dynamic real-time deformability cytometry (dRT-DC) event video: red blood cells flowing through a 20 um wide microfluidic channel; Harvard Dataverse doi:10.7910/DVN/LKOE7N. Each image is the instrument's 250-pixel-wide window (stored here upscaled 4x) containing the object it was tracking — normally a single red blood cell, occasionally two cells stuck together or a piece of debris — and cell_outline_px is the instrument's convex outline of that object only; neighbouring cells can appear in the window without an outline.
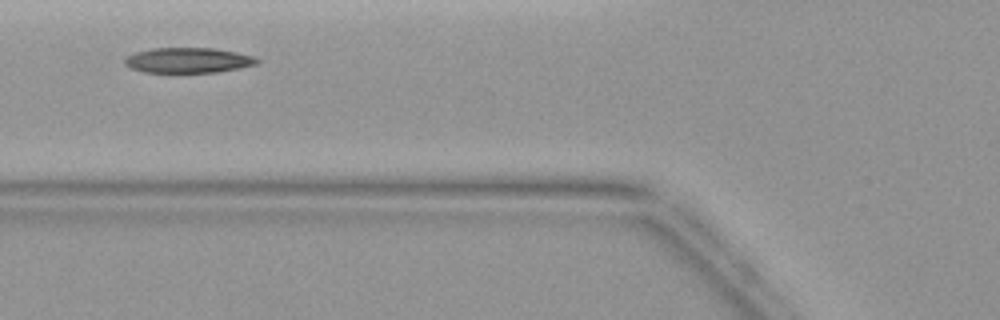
{"species": "common noctule bat (a hibernating species)", "species_latin": "Nyctalus noctula", "temperature_condition": "warm", "stored_images_in_passage": 3, "camera_frame_rate_fps": 3000, "um_per_image_px": 0.085, "animal": {"sex": "female", "body_mass_g": 19.9}, "frame": {"image": 1, "passage_image": 3, "time_ms": 3.333, "image_size_px": [1000, 320], "cell_outline_px": [[260, 60], [256, 64], [240, 68], [216, 72], [144, 72], [132, 68], [124, 64], [124, 60], [128, 56], [136, 52], [152, 48], [212, 48], [236, 52], [252, 56]], "centroid_in_image_um": [15.99, 5.12], "position_along_channel_um": 109.8, "area_um2": 19.25}}